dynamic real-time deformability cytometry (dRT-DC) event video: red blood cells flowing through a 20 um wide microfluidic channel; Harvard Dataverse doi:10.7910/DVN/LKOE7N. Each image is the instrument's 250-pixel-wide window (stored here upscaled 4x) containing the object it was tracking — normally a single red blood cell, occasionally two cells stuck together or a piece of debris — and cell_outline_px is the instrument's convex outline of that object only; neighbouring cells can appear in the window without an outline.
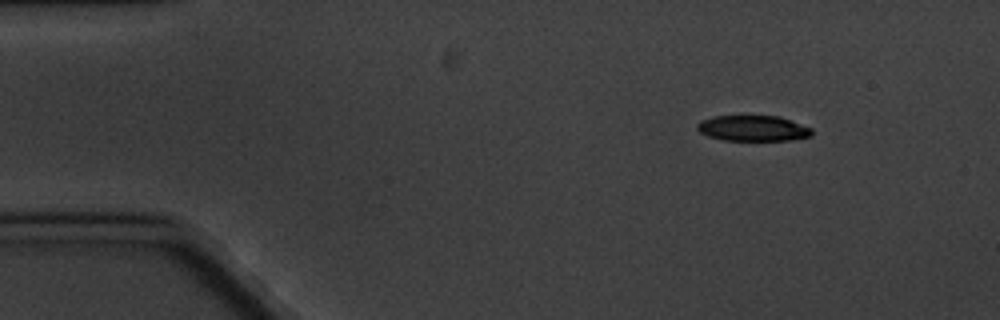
{"species": "common noctule bat (a hibernating species)", "species_latin": "Nyctalus noctula", "temperature_condition": "cold", "stored_images_in_passage": 6, "camera_frame_rate_fps": 3000, "um_per_image_px": 0.085, "animal": {"sex": "male", "body_mass_g": 20.1, "forearm_length_mm": 53.5}, "frame": {"image": 1, "passage_image": 2, "time_ms": 1.333, "image_size_px": [1000, 320], "cell_outline_px": [[812, 136], [792, 140], [720, 140], [708, 136], [700, 132], [696, 128], [696, 124], [700, 120], [712, 116], [780, 116], [812, 128]], "centroid_in_image_um": [63.99, 10.9], "position_along_channel_um": 21.0, "area_um2": 17.28}}
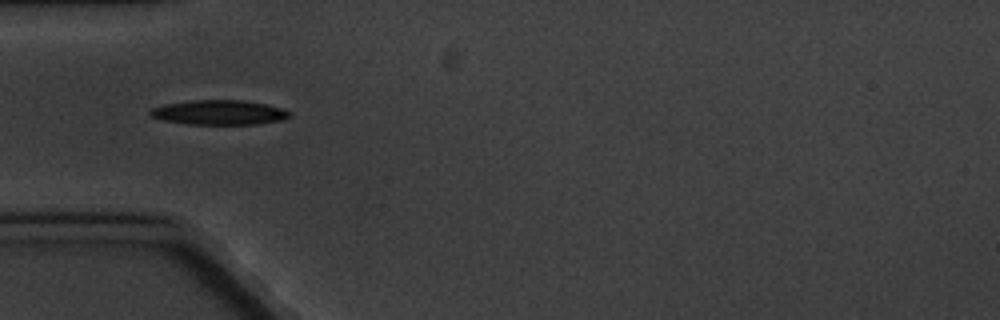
{"frame": {"image": 2, "passage_image": 5, "time_ms": 5.0, "image_size_px": [1000, 320], "cell_outline_px": [[292, 116], [284, 120], [256, 124], [188, 124], [164, 120], [152, 116], [148, 112], [152, 108], [164, 104], [192, 100], [240, 100], [264, 104], [280, 108], [288, 112]], "centroid_in_image_um": [18.62, 9.56], "position_along_channel_um": 66.4, "area_um2": 19.83}}